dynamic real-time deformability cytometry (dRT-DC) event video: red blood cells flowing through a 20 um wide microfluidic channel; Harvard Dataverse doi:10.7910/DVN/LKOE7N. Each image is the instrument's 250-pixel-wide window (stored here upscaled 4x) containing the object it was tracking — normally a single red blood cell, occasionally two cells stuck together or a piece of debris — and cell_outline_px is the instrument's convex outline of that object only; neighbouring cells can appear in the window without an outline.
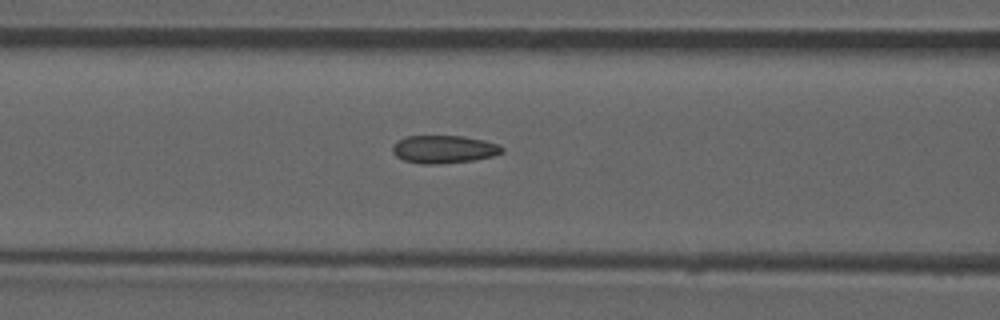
{"species": "common noctule bat (a hibernating species)", "species_latin": "Nyctalus noctula", "temperature_condition": "room temperature", "stored_images_in_passage": 38, "camera_frame_rate_fps": 3000, "um_per_image_px": 0.085, "animal": {"sex": "male", "forearm_length_mm": 52.5}, "frame": {"image": 1, "passage_image": 12, "time_ms": 3.667, "image_size_px": [1000, 320], "cell_outline_px": [[504, 152], [492, 156], [472, 160], [436, 164], [420, 164], [404, 160], [396, 156], [392, 152], [392, 144], [396, 140], [404, 136], [464, 136], [484, 140], [500, 144], [504, 148]], "centroid_in_image_um": [37.71, 12.67], "position_along_channel_um": 128.9, "area_um2": 17.98}}